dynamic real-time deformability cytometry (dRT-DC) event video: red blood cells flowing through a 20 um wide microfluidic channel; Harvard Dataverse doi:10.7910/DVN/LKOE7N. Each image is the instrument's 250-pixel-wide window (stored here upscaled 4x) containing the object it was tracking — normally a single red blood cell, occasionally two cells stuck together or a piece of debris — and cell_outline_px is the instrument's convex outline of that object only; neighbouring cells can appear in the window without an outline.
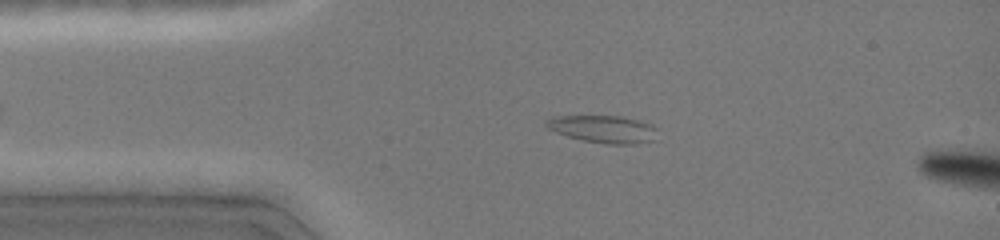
{"species": "common noctule bat (a hibernating species)", "species_latin": "Nyctalus noctula", "temperature_condition": "cold", "stored_images_in_passage": 8, "camera_frame_rate_fps": 3000, "um_per_image_px": 0.085, "animal": {"sex": "female", "body_mass_g": 19.0, "forearm_length_mm": 51.5}, "frame": {"image": 1, "passage_image": 5, "time_ms": 2.667, "image_size_px": [1000, 240], "cell_outline_px": [[656, 140], [636, 144], [608, 144], [584, 140], [568, 136], [556, 132], [548, 128], [544, 124], [544, 120], [552, 116], [624, 116], [652, 124], [656, 128]], "centroid_in_image_um": [51.3, 10.96], "position_along_channel_um": 33.7, "area_um2": 17.92}}